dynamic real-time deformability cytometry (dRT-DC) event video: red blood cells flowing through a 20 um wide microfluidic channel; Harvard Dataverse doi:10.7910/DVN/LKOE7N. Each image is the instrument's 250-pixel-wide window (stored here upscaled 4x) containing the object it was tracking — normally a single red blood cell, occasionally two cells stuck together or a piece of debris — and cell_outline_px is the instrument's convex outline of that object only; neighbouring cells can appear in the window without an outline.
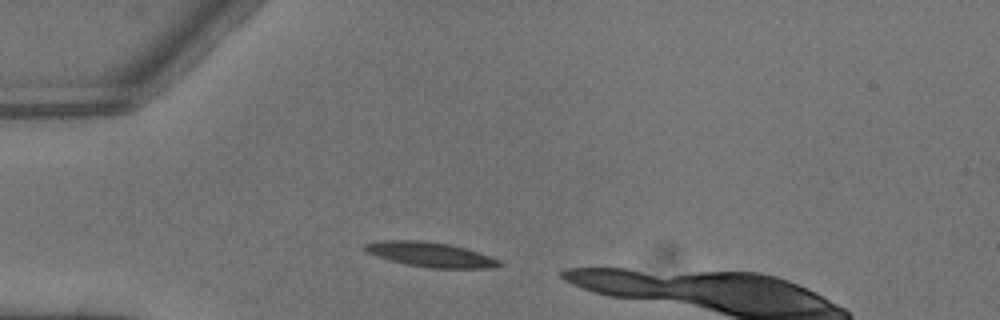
{"species": "common noctule bat (a hibernating species)", "species_latin": "Nyctalus noctula", "temperature_condition": "warm", "stored_images_in_passage": 1, "camera_frame_rate_fps": 3000, "um_per_image_px": 0.085, "animal": {"sex": "male", "body_mass_g": 13.3}, "frame": {"image": 1, "passage_image": 1, "time_ms": 0.0, "image_size_px": [1000, 320], "cell_outline_px": [[504, 264], [492, 268], [428, 268], [408, 264], [376, 256], [364, 252], [364, 244], [384, 240], [420, 240], [448, 244], [464, 248], [500, 260]], "centroid_in_image_um": [36.57, 21.63], "position_along_channel_um": 48.4, "area_um2": 19.13}}